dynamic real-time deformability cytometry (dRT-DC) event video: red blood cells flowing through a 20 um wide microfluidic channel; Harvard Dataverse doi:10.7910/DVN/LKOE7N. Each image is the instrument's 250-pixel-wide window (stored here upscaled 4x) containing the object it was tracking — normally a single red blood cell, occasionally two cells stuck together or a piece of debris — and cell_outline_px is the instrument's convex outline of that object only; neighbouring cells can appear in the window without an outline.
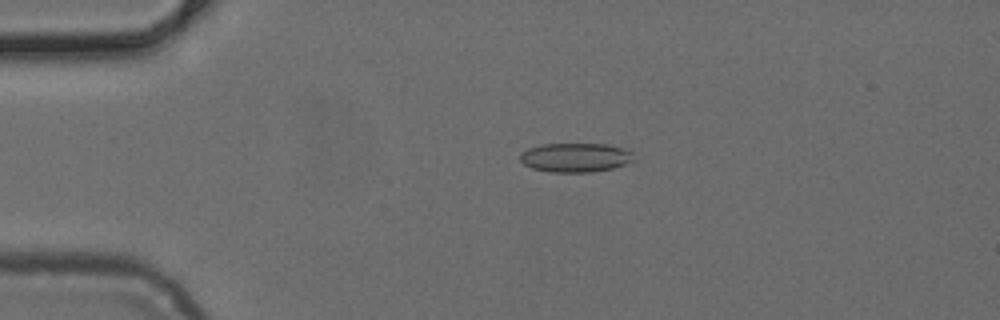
{"species": "common noctule bat (a hibernating species)", "species_latin": "Nyctalus noctula", "temperature_condition": "cold", "stored_images_in_passage": 50, "camera_frame_rate_fps": 3000, "um_per_image_px": 0.085, "animal": {"sex": "female", "body_mass_g": 24.6, "forearm_length_mm": 56.2}, "frame": {"image": 1, "passage_image": 11, "time_ms": 3.333, "image_size_px": [1000, 320], "cell_outline_px": [[636, 160], [612, 168], [592, 172], [552, 172], [532, 168], [524, 164], [520, 160], [520, 152], [528, 148], [540, 144], [608, 144], [628, 148], [632, 152]], "centroid_in_image_um": [48.94, 13.37], "position_along_channel_um": 36.1, "area_um2": 19.54}}
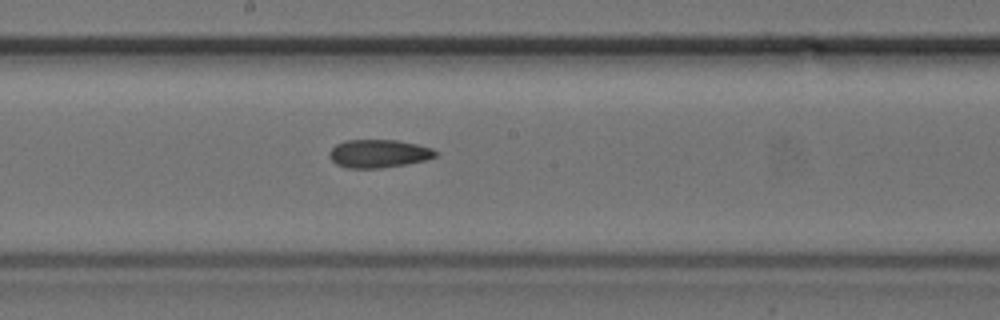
{"frame": {"image": 2, "passage_image": 27, "time_ms": 8.667, "image_size_px": [1000, 320], "cell_outline_px": [[440, 152], [436, 156], [428, 160], [380, 168], [348, 168], [336, 164], [328, 156], [328, 152], [336, 144], [344, 140], [396, 140], [416, 144], [432, 148]], "centroid_in_image_um": [32.19, 13.05], "position_along_channel_um": 216.0, "area_um2": 17.51}}
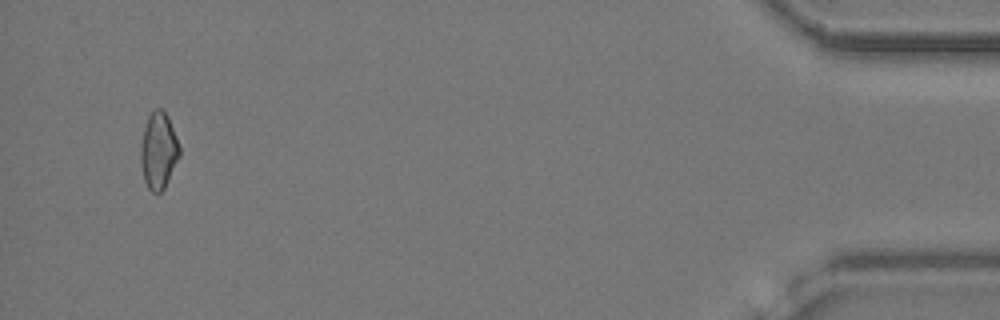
{"frame": {"image": 3, "passage_image": 48, "time_ms": 15.667, "image_size_px": [1000, 320], "cell_outline_px": [[180, 156], [164, 188], [160, 192], [152, 192], [148, 188], [144, 180], [140, 164], [140, 148], [144, 128], [148, 116], [156, 108], [164, 108], [168, 116], [180, 148]], "centroid_in_image_um": [13.47, 12.79], "position_along_channel_um": 421.7, "area_um2": 17.34}}